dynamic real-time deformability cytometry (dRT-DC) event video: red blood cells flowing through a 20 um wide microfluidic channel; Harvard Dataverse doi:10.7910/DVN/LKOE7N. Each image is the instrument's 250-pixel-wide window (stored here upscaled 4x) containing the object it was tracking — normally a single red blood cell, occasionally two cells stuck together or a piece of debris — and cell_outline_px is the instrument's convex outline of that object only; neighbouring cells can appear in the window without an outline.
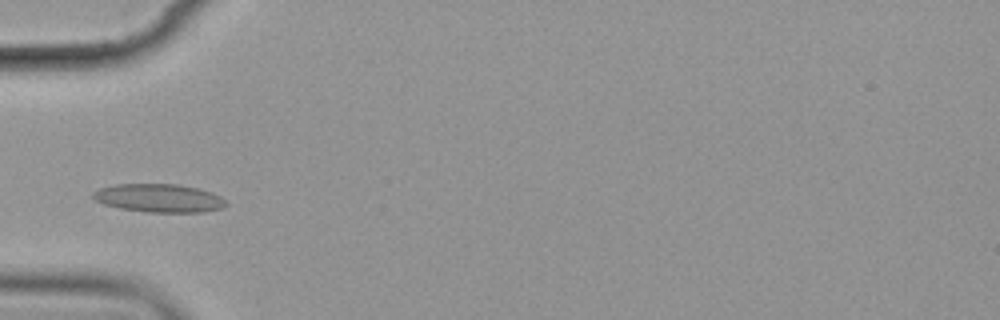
{"species": "common noctule bat (a hibernating species)", "species_latin": "Nyctalus noctula", "temperature_condition": "cold", "stored_images_in_passage": 5, "camera_frame_rate_fps": 3000, "um_per_image_px": 0.085, "animal": {"sex": "female", "body_mass_g": 19.9}, "frame": {"image": 1, "passage_image": 4, "time_ms": 3.333, "image_size_px": [1000, 320], "cell_outline_px": [[228, 204], [224, 208], [204, 212], [148, 212], [120, 208], [104, 204], [96, 200], [92, 196], [92, 192], [100, 188], [116, 184], [180, 184], [212, 192], [220, 196]], "centroid_in_image_um": [13.54, 16.84], "position_along_channel_um": 71.5, "area_um2": 21.96}}
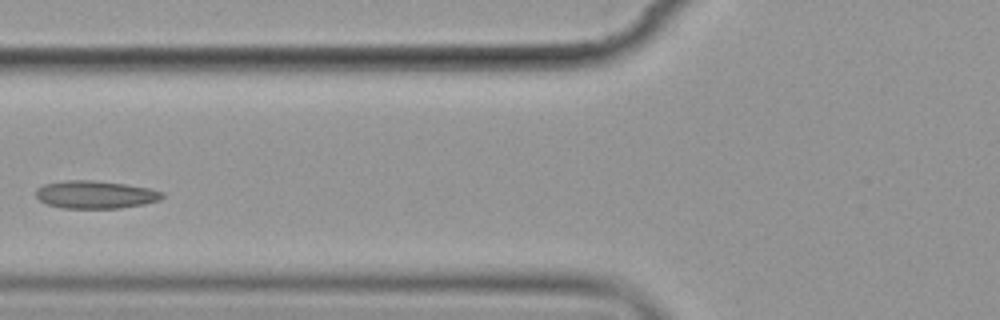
{"frame": {"image": 2, "passage_image": 5, "time_ms": 4.667, "image_size_px": [1000, 320], "cell_outline_px": [[164, 196], [160, 200], [144, 204], [120, 208], [60, 208], [48, 204], [40, 200], [36, 196], [36, 188], [44, 184], [68, 180], [92, 180], [124, 184], [148, 188], [164, 192]], "centroid_in_image_um": [8.11, 16.54], "position_along_channel_um": 117.7, "area_um2": 20.4}}